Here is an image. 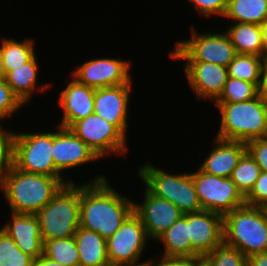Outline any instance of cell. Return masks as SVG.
Returning <instances> with one entry per match:
<instances>
[{
  "label": "cell",
  "mask_w": 267,
  "mask_h": 266,
  "mask_svg": "<svg viewBox=\"0 0 267 266\" xmlns=\"http://www.w3.org/2000/svg\"><path fill=\"white\" fill-rule=\"evenodd\" d=\"M134 211V201L116 191L104 175L80 185V227L111 237Z\"/></svg>",
  "instance_id": "obj_1"
},
{
  "label": "cell",
  "mask_w": 267,
  "mask_h": 266,
  "mask_svg": "<svg viewBox=\"0 0 267 266\" xmlns=\"http://www.w3.org/2000/svg\"><path fill=\"white\" fill-rule=\"evenodd\" d=\"M68 183V179L26 172L12 164L0 180V190L11 213L36 214Z\"/></svg>",
  "instance_id": "obj_2"
},
{
  "label": "cell",
  "mask_w": 267,
  "mask_h": 266,
  "mask_svg": "<svg viewBox=\"0 0 267 266\" xmlns=\"http://www.w3.org/2000/svg\"><path fill=\"white\" fill-rule=\"evenodd\" d=\"M221 115L216 138L248 142L267 137V102L259 95L235 103H214Z\"/></svg>",
  "instance_id": "obj_3"
},
{
  "label": "cell",
  "mask_w": 267,
  "mask_h": 266,
  "mask_svg": "<svg viewBox=\"0 0 267 266\" xmlns=\"http://www.w3.org/2000/svg\"><path fill=\"white\" fill-rule=\"evenodd\" d=\"M224 243L244 256L267 252V208L244 204L223 217Z\"/></svg>",
  "instance_id": "obj_4"
},
{
  "label": "cell",
  "mask_w": 267,
  "mask_h": 266,
  "mask_svg": "<svg viewBox=\"0 0 267 266\" xmlns=\"http://www.w3.org/2000/svg\"><path fill=\"white\" fill-rule=\"evenodd\" d=\"M35 215L43 242L73 237L80 226V185H64Z\"/></svg>",
  "instance_id": "obj_5"
},
{
  "label": "cell",
  "mask_w": 267,
  "mask_h": 266,
  "mask_svg": "<svg viewBox=\"0 0 267 266\" xmlns=\"http://www.w3.org/2000/svg\"><path fill=\"white\" fill-rule=\"evenodd\" d=\"M152 164L138 166V178L152 194L170 201L183 214L203 210L190 172L170 174Z\"/></svg>",
  "instance_id": "obj_6"
},
{
  "label": "cell",
  "mask_w": 267,
  "mask_h": 266,
  "mask_svg": "<svg viewBox=\"0 0 267 266\" xmlns=\"http://www.w3.org/2000/svg\"><path fill=\"white\" fill-rule=\"evenodd\" d=\"M48 131V132H47ZM13 133L12 164L19 170L35 174H44L57 179L71 178L62 177L55 169L53 154V131L49 132Z\"/></svg>",
  "instance_id": "obj_7"
},
{
  "label": "cell",
  "mask_w": 267,
  "mask_h": 266,
  "mask_svg": "<svg viewBox=\"0 0 267 266\" xmlns=\"http://www.w3.org/2000/svg\"><path fill=\"white\" fill-rule=\"evenodd\" d=\"M191 37L179 40L169 56L175 61L211 62L227 67L237 55L230 38L226 33H197L191 26Z\"/></svg>",
  "instance_id": "obj_8"
},
{
  "label": "cell",
  "mask_w": 267,
  "mask_h": 266,
  "mask_svg": "<svg viewBox=\"0 0 267 266\" xmlns=\"http://www.w3.org/2000/svg\"><path fill=\"white\" fill-rule=\"evenodd\" d=\"M139 216L133 211L119 229L106 239L111 266H143L140 262L148 240Z\"/></svg>",
  "instance_id": "obj_9"
},
{
  "label": "cell",
  "mask_w": 267,
  "mask_h": 266,
  "mask_svg": "<svg viewBox=\"0 0 267 266\" xmlns=\"http://www.w3.org/2000/svg\"><path fill=\"white\" fill-rule=\"evenodd\" d=\"M195 190L203 210L225 216L245 204V198L237 190L231 178L215 176L199 167L191 173Z\"/></svg>",
  "instance_id": "obj_10"
},
{
  "label": "cell",
  "mask_w": 267,
  "mask_h": 266,
  "mask_svg": "<svg viewBox=\"0 0 267 266\" xmlns=\"http://www.w3.org/2000/svg\"><path fill=\"white\" fill-rule=\"evenodd\" d=\"M69 129L92 149L100 160L112 154L126 156L127 138L113 124L96 113L75 121Z\"/></svg>",
  "instance_id": "obj_11"
},
{
  "label": "cell",
  "mask_w": 267,
  "mask_h": 266,
  "mask_svg": "<svg viewBox=\"0 0 267 266\" xmlns=\"http://www.w3.org/2000/svg\"><path fill=\"white\" fill-rule=\"evenodd\" d=\"M131 64L118 58H94L85 61L71 72V77L79 83L94 89L110 86H120L130 83Z\"/></svg>",
  "instance_id": "obj_12"
},
{
  "label": "cell",
  "mask_w": 267,
  "mask_h": 266,
  "mask_svg": "<svg viewBox=\"0 0 267 266\" xmlns=\"http://www.w3.org/2000/svg\"><path fill=\"white\" fill-rule=\"evenodd\" d=\"M191 260H201L224 242L223 216L202 210L189 213Z\"/></svg>",
  "instance_id": "obj_13"
},
{
  "label": "cell",
  "mask_w": 267,
  "mask_h": 266,
  "mask_svg": "<svg viewBox=\"0 0 267 266\" xmlns=\"http://www.w3.org/2000/svg\"><path fill=\"white\" fill-rule=\"evenodd\" d=\"M144 199L134 200V212L139 216L149 240L155 241L168 230L183 213L170 201L157 197L144 187Z\"/></svg>",
  "instance_id": "obj_14"
},
{
  "label": "cell",
  "mask_w": 267,
  "mask_h": 266,
  "mask_svg": "<svg viewBox=\"0 0 267 266\" xmlns=\"http://www.w3.org/2000/svg\"><path fill=\"white\" fill-rule=\"evenodd\" d=\"M53 132V154L56 171L65 177L63 173L67 169L77 168L90 162L99 161L96 153L90 149L69 128L57 125Z\"/></svg>",
  "instance_id": "obj_15"
},
{
  "label": "cell",
  "mask_w": 267,
  "mask_h": 266,
  "mask_svg": "<svg viewBox=\"0 0 267 266\" xmlns=\"http://www.w3.org/2000/svg\"><path fill=\"white\" fill-rule=\"evenodd\" d=\"M133 80L120 86L95 89L94 113L113 124L125 137Z\"/></svg>",
  "instance_id": "obj_16"
},
{
  "label": "cell",
  "mask_w": 267,
  "mask_h": 266,
  "mask_svg": "<svg viewBox=\"0 0 267 266\" xmlns=\"http://www.w3.org/2000/svg\"><path fill=\"white\" fill-rule=\"evenodd\" d=\"M184 72L195 98L215 101L228 79L227 67L211 62H185Z\"/></svg>",
  "instance_id": "obj_17"
},
{
  "label": "cell",
  "mask_w": 267,
  "mask_h": 266,
  "mask_svg": "<svg viewBox=\"0 0 267 266\" xmlns=\"http://www.w3.org/2000/svg\"><path fill=\"white\" fill-rule=\"evenodd\" d=\"M70 79L58 98V105L63 112L58 125L66 128L94 113L95 89L79 83L73 77Z\"/></svg>",
  "instance_id": "obj_18"
},
{
  "label": "cell",
  "mask_w": 267,
  "mask_h": 266,
  "mask_svg": "<svg viewBox=\"0 0 267 266\" xmlns=\"http://www.w3.org/2000/svg\"><path fill=\"white\" fill-rule=\"evenodd\" d=\"M11 214V220L6 221L0 229L12 238L21 251L36 259L43 254L44 245L37 216L25 213Z\"/></svg>",
  "instance_id": "obj_19"
},
{
  "label": "cell",
  "mask_w": 267,
  "mask_h": 266,
  "mask_svg": "<svg viewBox=\"0 0 267 266\" xmlns=\"http://www.w3.org/2000/svg\"><path fill=\"white\" fill-rule=\"evenodd\" d=\"M213 148L199 168L211 175L229 178L238 161L246 152V144L240 141L213 139Z\"/></svg>",
  "instance_id": "obj_20"
},
{
  "label": "cell",
  "mask_w": 267,
  "mask_h": 266,
  "mask_svg": "<svg viewBox=\"0 0 267 266\" xmlns=\"http://www.w3.org/2000/svg\"><path fill=\"white\" fill-rule=\"evenodd\" d=\"M39 62L35 55L30 61L10 71L5 76L6 83L11 87L14 94L25 105L29 104L35 92L44 93L52 84L48 82L38 85Z\"/></svg>",
  "instance_id": "obj_21"
},
{
  "label": "cell",
  "mask_w": 267,
  "mask_h": 266,
  "mask_svg": "<svg viewBox=\"0 0 267 266\" xmlns=\"http://www.w3.org/2000/svg\"><path fill=\"white\" fill-rule=\"evenodd\" d=\"M73 237L78 249L80 266H111L105 238L80 226Z\"/></svg>",
  "instance_id": "obj_22"
},
{
  "label": "cell",
  "mask_w": 267,
  "mask_h": 266,
  "mask_svg": "<svg viewBox=\"0 0 267 266\" xmlns=\"http://www.w3.org/2000/svg\"><path fill=\"white\" fill-rule=\"evenodd\" d=\"M162 242L163 257L191 259V241L189 238V213L183 214L155 242Z\"/></svg>",
  "instance_id": "obj_23"
},
{
  "label": "cell",
  "mask_w": 267,
  "mask_h": 266,
  "mask_svg": "<svg viewBox=\"0 0 267 266\" xmlns=\"http://www.w3.org/2000/svg\"><path fill=\"white\" fill-rule=\"evenodd\" d=\"M226 30L237 54L258 55L264 57V47L260 25L234 22Z\"/></svg>",
  "instance_id": "obj_24"
},
{
  "label": "cell",
  "mask_w": 267,
  "mask_h": 266,
  "mask_svg": "<svg viewBox=\"0 0 267 266\" xmlns=\"http://www.w3.org/2000/svg\"><path fill=\"white\" fill-rule=\"evenodd\" d=\"M223 18L260 25L267 19V0H227Z\"/></svg>",
  "instance_id": "obj_25"
},
{
  "label": "cell",
  "mask_w": 267,
  "mask_h": 266,
  "mask_svg": "<svg viewBox=\"0 0 267 266\" xmlns=\"http://www.w3.org/2000/svg\"><path fill=\"white\" fill-rule=\"evenodd\" d=\"M0 43L6 74L30 61L36 54V45L32 38L18 41L13 38L3 37Z\"/></svg>",
  "instance_id": "obj_26"
},
{
  "label": "cell",
  "mask_w": 267,
  "mask_h": 266,
  "mask_svg": "<svg viewBox=\"0 0 267 266\" xmlns=\"http://www.w3.org/2000/svg\"><path fill=\"white\" fill-rule=\"evenodd\" d=\"M265 59L258 55L237 54L227 66L228 77L248 81L258 87Z\"/></svg>",
  "instance_id": "obj_27"
},
{
  "label": "cell",
  "mask_w": 267,
  "mask_h": 266,
  "mask_svg": "<svg viewBox=\"0 0 267 266\" xmlns=\"http://www.w3.org/2000/svg\"><path fill=\"white\" fill-rule=\"evenodd\" d=\"M261 172L259 165L246 151L238 161L237 166L233 169L230 178L237 190L245 198L253 189Z\"/></svg>",
  "instance_id": "obj_28"
},
{
  "label": "cell",
  "mask_w": 267,
  "mask_h": 266,
  "mask_svg": "<svg viewBox=\"0 0 267 266\" xmlns=\"http://www.w3.org/2000/svg\"><path fill=\"white\" fill-rule=\"evenodd\" d=\"M43 254L64 266H80L74 237L45 240Z\"/></svg>",
  "instance_id": "obj_29"
},
{
  "label": "cell",
  "mask_w": 267,
  "mask_h": 266,
  "mask_svg": "<svg viewBox=\"0 0 267 266\" xmlns=\"http://www.w3.org/2000/svg\"><path fill=\"white\" fill-rule=\"evenodd\" d=\"M258 87L251 82L228 77L220 96L213 103H235L254 99Z\"/></svg>",
  "instance_id": "obj_30"
},
{
  "label": "cell",
  "mask_w": 267,
  "mask_h": 266,
  "mask_svg": "<svg viewBox=\"0 0 267 266\" xmlns=\"http://www.w3.org/2000/svg\"><path fill=\"white\" fill-rule=\"evenodd\" d=\"M207 266H248L247 257L224 242L201 259Z\"/></svg>",
  "instance_id": "obj_31"
},
{
  "label": "cell",
  "mask_w": 267,
  "mask_h": 266,
  "mask_svg": "<svg viewBox=\"0 0 267 266\" xmlns=\"http://www.w3.org/2000/svg\"><path fill=\"white\" fill-rule=\"evenodd\" d=\"M33 258L21 251L0 229V266H32Z\"/></svg>",
  "instance_id": "obj_32"
},
{
  "label": "cell",
  "mask_w": 267,
  "mask_h": 266,
  "mask_svg": "<svg viewBox=\"0 0 267 266\" xmlns=\"http://www.w3.org/2000/svg\"><path fill=\"white\" fill-rule=\"evenodd\" d=\"M25 105L14 94L5 79H0V121H4L12 114L19 112Z\"/></svg>",
  "instance_id": "obj_33"
},
{
  "label": "cell",
  "mask_w": 267,
  "mask_h": 266,
  "mask_svg": "<svg viewBox=\"0 0 267 266\" xmlns=\"http://www.w3.org/2000/svg\"><path fill=\"white\" fill-rule=\"evenodd\" d=\"M9 130H5L0 123V180L12 166L14 132Z\"/></svg>",
  "instance_id": "obj_34"
},
{
  "label": "cell",
  "mask_w": 267,
  "mask_h": 266,
  "mask_svg": "<svg viewBox=\"0 0 267 266\" xmlns=\"http://www.w3.org/2000/svg\"><path fill=\"white\" fill-rule=\"evenodd\" d=\"M198 14L206 17H223L227 8V0H187Z\"/></svg>",
  "instance_id": "obj_35"
},
{
  "label": "cell",
  "mask_w": 267,
  "mask_h": 266,
  "mask_svg": "<svg viewBox=\"0 0 267 266\" xmlns=\"http://www.w3.org/2000/svg\"><path fill=\"white\" fill-rule=\"evenodd\" d=\"M245 204L267 208V172H261L253 189L245 197Z\"/></svg>",
  "instance_id": "obj_36"
},
{
  "label": "cell",
  "mask_w": 267,
  "mask_h": 266,
  "mask_svg": "<svg viewBox=\"0 0 267 266\" xmlns=\"http://www.w3.org/2000/svg\"><path fill=\"white\" fill-rule=\"evenodd\" d=\"M246 144V151L256 161L261 171L267 172V137L252 139Z\"/></svg>",
  "instance_id": "obj_37"
},
{
  "label": "cell",
  "mask_w": 267,
  "mask_h": 266,
  "mask_svg": "<svg viewBox=\"0 0 267 266\" xmlns=\"http://www.w3.org/2000/svg\"><path fill=\"white\" fill-rule=\"evenodd\" d=\"M150 260H145L143 266H193L197 260L185 259V258H174V257H160L159 260L155 262L156 259L149 258ZM154 259V260H153Z\"/></svg>",
  "instance_id": "obj_38"
},
{
  "label": "cell",
  "mask_w": 267,
  "mask_h": 266,
  "mask_svg": "<svg viewBox=\"0 0 267 266\" xmlns=\"http://www.w3.org/2000/svg\"><path fill=\"white\" fill-rule=\"evenodd\" d=\"M258 95L267 102V58L264 61L260 83L258 86Z\"/></svg>",
  "instance_id": "obj_39"
},
{
  "label": "cell",
  "mask_w": 267,
  "mask_h": 266,
  "mask_svg": "<svg viewBox=\"0 0 267 266\" xmlns=\"http://www.w3.org/2000/svg\"><path fill=\"white\" fill-rule=\"evenodd\" d=\"M247 260L248 266H267V252L252 255Z\"/></svg>",
  "instance_id": "obj_40"
},
{
  "label": "cell",
  "mask_w": 267,
  "mask_h": 266,
  "mask_svg": "<svg viewBox=\"0 0 267 266\" xmlns=\"http://www.w3.org/2000/svg\"><path fill=\"white\" fill-rule=\"evenodd\" d=\"M32 266H64V265L59 264L54 260H52L51 258L42 254L33 260Z\"/></svg>",
  "instance_id": "obj_41"
},
{
  "label": "cell",
  "mask_w": 267,
  "mask_h": 266,
  "mask_svg": "<svg viewBox=\"0 0 267 266\" xmlns=\"http://www.w3.org/2000/svg\"><path fill=\"white\" fill-rule=\"evenodd\" d=\"M261 33H262V41L264 47V57L267 58V19H265L261 24Z\"/></svg>",
  "instance_id": "obj_42"
},
{
  "label": "cell",
  "mask_w": 267,
  "mask_h": 266,
  "mask_svg": "<svg viewBox=\"0 0 267 266\" xmlns=\"http://www.w3.org/2000/svg\"><path fill=\"white\" fill-rule=\"evenodd\" d=\"M5 76H6V73H5L3 58L1 54V44H0V79H5Z\"/></svg>",
  "instance_id": "obj_43"
},
{
  "label": "cell",
  "mask_w": 267,
  "mask_h": 266,
  "mask_svg": "<svg viewBox=\"0 0 267 266\" xmlns=\"http://www.w3.org/2000/svg\"><path fill=\"white\" fill-rule=\"evenodd\" d=\"M193 266H207V265L202 260H199Z\"/></svg>",
  "instance_id": "obj_44"
}]
</instances>
